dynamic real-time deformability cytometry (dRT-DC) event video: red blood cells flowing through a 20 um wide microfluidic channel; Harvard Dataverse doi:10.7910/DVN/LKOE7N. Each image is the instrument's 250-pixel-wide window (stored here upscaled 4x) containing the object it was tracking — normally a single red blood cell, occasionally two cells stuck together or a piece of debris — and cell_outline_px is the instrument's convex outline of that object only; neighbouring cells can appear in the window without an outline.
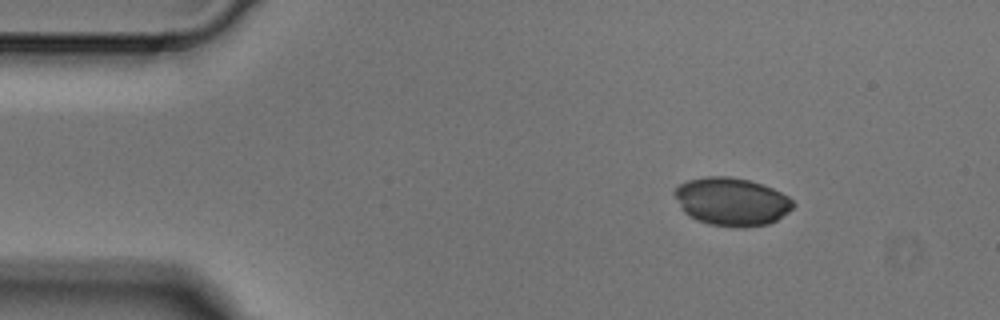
{"species": "Egyptian fruit bat (a non-hibernating species)", "species_latin": "Rousettus aegyptiacus", "temperature_condition": "cold", "stored_images_in_passage": 3, "camera_frame_rate_fps": 3000, "um_per_image_px": 0.085, "animal": {"sex": "male"}, "frame": {"image": 1, "passage_image": 1, "time_ms": 0.0, "image_size_px": [1000, 320], "cell_outline_px": [[796, 204], [788, 212], [776, 220], [768, 224], [744, 228], [736, 228], [708, 224], [696, 220], [688, 216], [680, 208], [672, 192], [680, 184], [688, 180], [704, 176], [728, 176], [748, 180], [772, 188], [788, 196]], "centroid_in_image_um": [62.16, 17.15], "position_along_channel_um": 22.8, "area_um2": 33.47}}
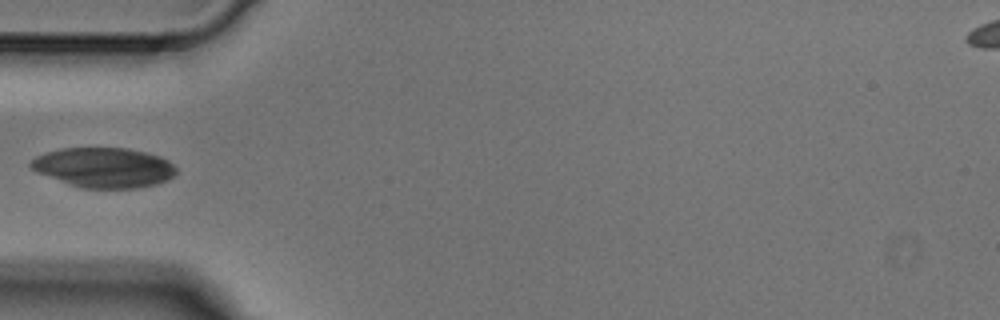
{"frame": {"image": 2, "passage_image": 3, "time_ms": 0.667, "image_size_px": [1000, 320], "cell_outline_px": [[176, 172], [172, 176], [156, 184], [136, 188], [80, 188], [68, 184], [36, 172], [28, 164], [36, 156], [44, 152], [60, 148], [128, 148], [148, 152], [160, 156], [168, 160], [176, 168]], "centroid_in_image_um": [8.8, 14.23], "position_along_channel_um": 76.2, "area_um2": 33.93}}